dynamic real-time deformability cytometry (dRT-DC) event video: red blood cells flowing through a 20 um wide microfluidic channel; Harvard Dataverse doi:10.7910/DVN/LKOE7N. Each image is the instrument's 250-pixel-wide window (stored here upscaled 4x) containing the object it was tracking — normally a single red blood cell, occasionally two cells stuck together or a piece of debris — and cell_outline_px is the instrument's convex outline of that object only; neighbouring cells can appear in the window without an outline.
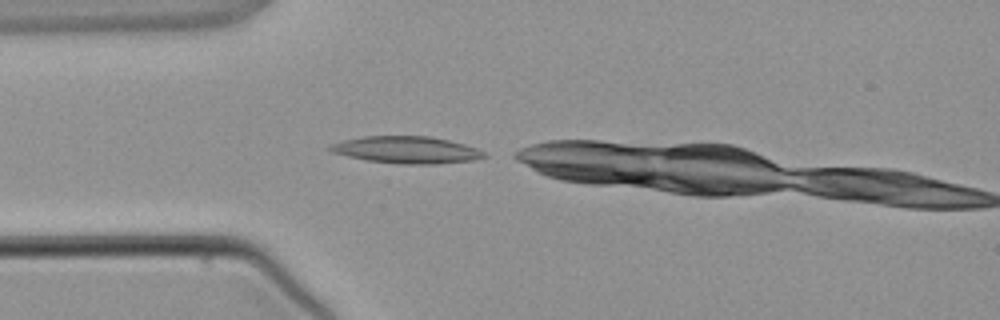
{"species": "common noctule bat (a hibernating species)", "species_latin": "Nyctalus noctula", "temperature_condition": "warm", "stored_images_in_passage": 2, "camera_frame_rate_fps": 3000, "um_per_image_px": 0.085, "animal": {"sex": "male", "body_mass_g": 21.5, "forearm_length_mm": 52.0}, "frame": {"image": 1, "passage_image": 1, "time_ms": 0.0, "image_size_px": [1000, 320], "cell_outline_px": [[488, 156], [476, 160], [436, 164], [400, 164], [368, 160], [348, 156], [332, 152], [328, 148], [332, 144], [344, 140], [364, 136], [428, 136], [448, 140], [464, 144], [476, 148], [484, 152]], "centroid_in_image_um": [34.6, 12.74], "position_along_channel_um": 50.4, "area_um2": 24.1}}